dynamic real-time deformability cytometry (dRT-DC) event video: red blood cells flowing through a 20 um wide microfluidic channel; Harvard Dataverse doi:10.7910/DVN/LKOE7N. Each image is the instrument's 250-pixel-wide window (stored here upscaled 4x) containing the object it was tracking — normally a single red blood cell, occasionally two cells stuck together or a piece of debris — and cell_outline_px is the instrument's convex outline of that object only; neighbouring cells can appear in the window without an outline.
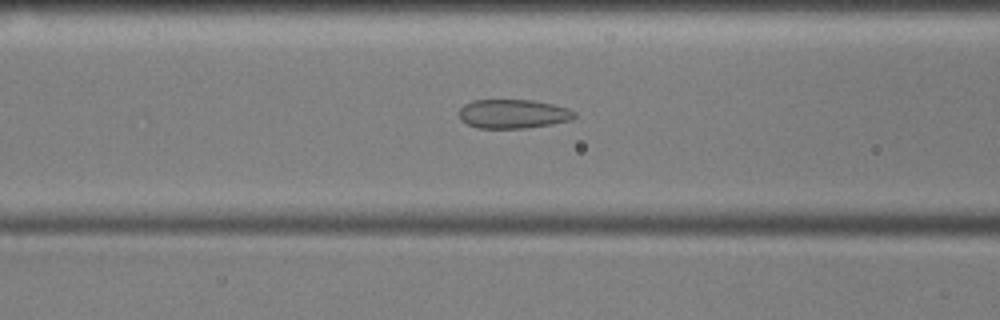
{"species": "common noctule bat (a hibernating species)", "species_latin": "Nyctalus noctula", "temperature_condition": "cold", "stored_images_in_passage": 55, "camera_frame_rate_fps": 3000, "um_per_image_px": 0.085, "animal": {"sex": "male", "body_mass_g": 17.9, "forearm_length_mm": 54.2}, "frame": {"image": 1, "passage_image": 21, "time_ms": 6.667, "image_size_px": [1000, 320], "cell_outline_px": [[576, 116], [572, 120], [552, 124], [524, 128], [480, 128], [468, 124], [460, 120], [460, 108], [464, 104], [472, 100], [532, 100], [552, 104], [568, 108], [576, 112]], "centroid_in_image_um": [43.63, 9.68], "position_along_channel_um": 123.0, "area_um2": 19.54}}
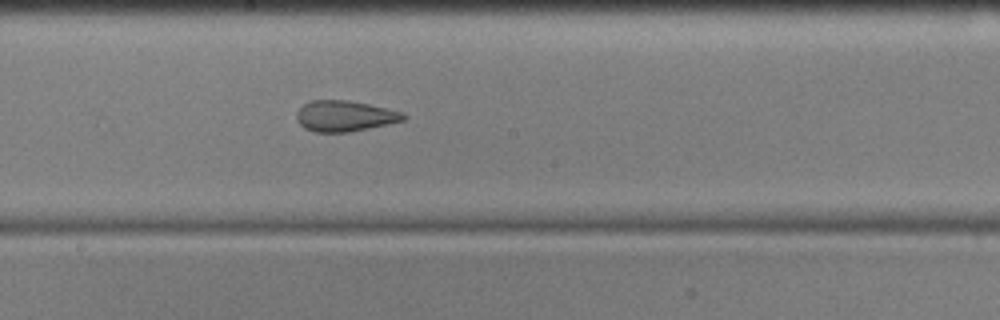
{"frame": {"image": 2, "passage_image": 29, "time_ms": 9.333, "image_size_px": [1000, 320], "cell_outline_px": [[408, 116], [404, 120], [368, 128], [348, 132], [316, 132], [304, 128], [296, 120], [296, 112], [304, 104], [312, 100], [348, 100], [368, 104], [404, 112]], "centroid_in_image_um": [29.29, 9.86], "position_along_channel_um": 218.9, "area_um2": 19.13}}
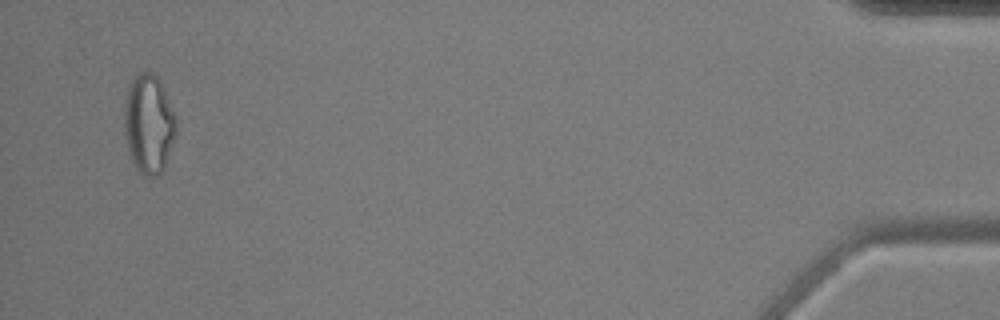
{"frame": {"image": 3, "passage_image": 53, "time_ms": 17.333, "image_size_px": [1000, 320], "cell_outline_px": [[176, 132], [164, 168], [156, 176], [144, 176], [136, 168], [128, 152], [124, 132], [124, 104], [128, 88], [132, 80], [140, 72], [148, 68], [160, 80], [176, 116]], "centroid_in_image_um": [12.63, 10.51], "position_along_channel_um": 422.6, "area_um2": 30.11}, "authors_computed_cell_mechanics": {"area_um2": 23.8136, "velocity_mm_per_s": 3.5859, "shape_relaxation_time_tau1_ms": null, "shape_relaxation_time_tau2_ms": 2.0146, "deformation_change_tau1": null, "deformation_change_tau2": 0.0961}}